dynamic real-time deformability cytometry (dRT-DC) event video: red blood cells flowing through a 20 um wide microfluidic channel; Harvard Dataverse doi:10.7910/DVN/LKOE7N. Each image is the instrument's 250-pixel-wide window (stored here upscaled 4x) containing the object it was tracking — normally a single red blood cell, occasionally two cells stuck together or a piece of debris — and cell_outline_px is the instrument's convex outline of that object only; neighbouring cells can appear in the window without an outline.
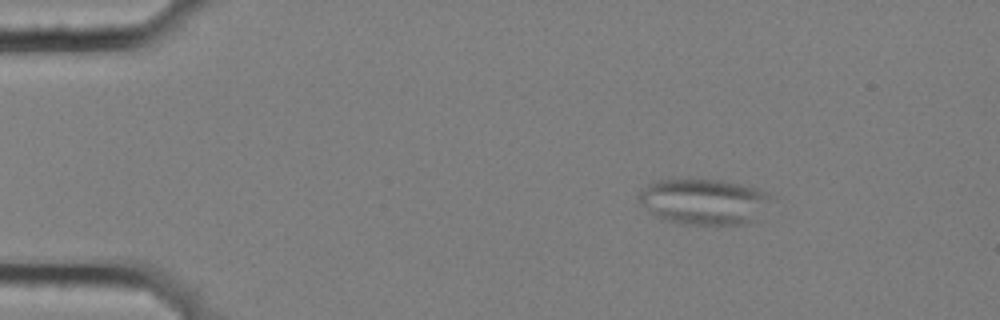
{"species": "common noctule bat (a hibernating species)", "species_latin": "Nyctalus noctula", "temperature_condition": "cold", "stored_images_in_passage": 3, "camera_frame_rate_fps": 3000, "um_per_image_px": 0.085, "animal": {"sex": "female", "body_mass_g": 25.1}, "frame": {"image": 1, "passage_image": 1, "time_ms": 0.0, "image_size_px": [1000, 320], "cell_outline_px": [[776, 196], [752, 224], [716, 228], [680, 224], [664, 220], [648, 212], [636, 196], [648, 184], [656, 180], [724, 180], [756, 188]], "centroid_in_image_um": [59.89, 17.2], "position_along_channel_um": 25.1, "area_um2": 36.59}}